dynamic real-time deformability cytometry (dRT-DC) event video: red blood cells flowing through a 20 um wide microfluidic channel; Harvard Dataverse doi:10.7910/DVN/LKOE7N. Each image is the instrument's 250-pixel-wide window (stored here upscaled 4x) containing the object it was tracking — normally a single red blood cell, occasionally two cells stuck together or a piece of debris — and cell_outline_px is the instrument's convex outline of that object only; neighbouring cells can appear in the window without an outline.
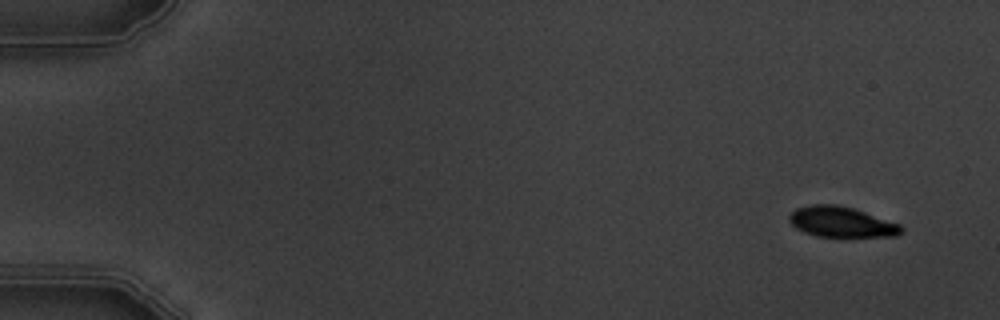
{"species": "common noctule bat (a hibernating species)", "species_latin": "Nyctalus noctula", "temperature_condition": "warm", "stored_images_in_passage": 5, "camera_frame_rate_fps": 3000, "um_per_image_px": 0.085, "animal": {"sex": "male", "body_mass_g": 19.5, "forearm_length_mm": 54.6}, "frame": {"image": 1, "passage_image": 1, "time_ms": 0.0, "image_size_px": [1000, 320], "cell_outline_px": [[904, 232], [896, 236], [816, 236], [804, 232], [796, 228], [788, 220], [788, 216], [796, 208], [812, 204], [836, 204], [852, 208], [900, 224], [904, 228]], "centroid_in_image_um": [71.51, 18.86], "position_along_channel_um": 13.5, "area_um2": 19.77}}